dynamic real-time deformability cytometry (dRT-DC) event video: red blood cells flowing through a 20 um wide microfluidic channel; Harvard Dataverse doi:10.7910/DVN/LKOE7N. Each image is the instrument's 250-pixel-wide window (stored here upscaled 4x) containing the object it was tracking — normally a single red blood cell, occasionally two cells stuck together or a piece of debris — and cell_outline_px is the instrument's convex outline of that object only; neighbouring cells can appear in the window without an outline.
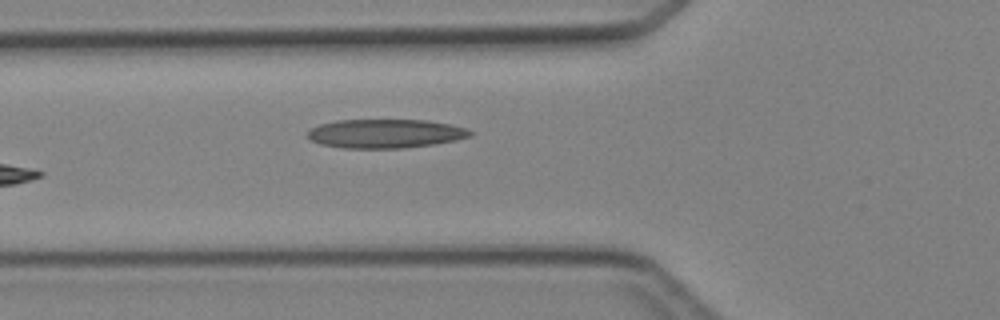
{"species": "Egyptian fruit bat (a non-hibernating species)", "species_latin": "Rousettus aegyptiacus", "temperature_condition": "cold", "stored_images_in_passage": 5, "camera_frame_rate_fps": 3000, "um_per_image_px": 0.085, "animal": {"sex": "female"}, "frame": {"image": 1, "passage_image": 5, "time_ms": 4.667, "image_size_px": [1000, 320], "cell_outline_px": [[472, 136], [456, 140], [436, 144], [404, 148], [344, 148], [320, 144], [312, 140], [308, 136], [308, 132], [312, 128], [320, 124], [336, 120], [424, 120], [452, 124], [468, 128], [472, 132]], "centroid_in_image_um": [32.81, 11.35], "position_along_channel_um": 93.0, "area_um2": 27.46}}